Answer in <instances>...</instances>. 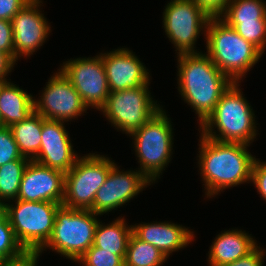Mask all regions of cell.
Here are the masks:
<instances>
[{
	"instance_id": "obj_1",
	"label": "cell",
	"mask_w": 266,
	"mask_h": 266,
	"mask_svg": "<svg viewBox=\"0 0 266 266\" xmlns=\"http://www.w3.org/2000/svg\"><path fill=\"white\" fill-rule=\"evenodd\" d=\"M198 167L206 198L251 182L253 156L243 143L219 142L200 134Z\"/></svg>"
},
{
	"instance_id": "obj_2",
	"label": "cell",
	"mask_w": 266,
	"mask_h": 266,
	"mask_svg": "<svg viewBox=\"0 0 266 266\" xmlns=\"http://www.w3.org/2000/svg\"><path fill=\"white\" fill-rule=\"evenodd\" d=\"M176 60L179 94L195 111L200 126L233 82L201 51L178 54Z\"/></svg>"
},
{
	"instance_id": "obj_3",
	"label": "cell",
	"mask_w": 266,
	"mask_h": 266,
	"mask_svg": "<svg viewBox=\"0 0 266 266\" xmlns=\"http://www.w3.org/2000/svg\"><path fill=\"white\" fill-rule=\"evenodd\" d=\"M239 86L233 82L222 94L213 112L200 125V134L219 142H254L259 134L256 116Z\"/></svg>"
},
{
	"instance_id": "obj_4",
	"label": "cell",
	"mask_w": 266,
	"mask_h": 266,
	"mask_svg": "<svg viewBox=\"0 0 266 266\" xmlns=\"http://www.w3.org/2000/svg\"><path fill=\"white\" fill-rule=\"evenodd\" d=\"M205 52L212 62L232 81L241 83L263 53L243 39L221 18H210L206 28Z\"/></svg>"
},
{
	"instance_id": "obj_5",
	"label": "cell",
	"mask_w": 266,
	"mask_h": 266,
	"mask_svg": "<svg viewBox=\"0 0 266 266\" xmlns=\"http://www.w3.org/2000/svg\"><path fill=\"white\" fill-rule=\"evenodd\" d=\"M163 108L142 127L133 131L132 147L136 153L137 170L143 173L152 183L158 182L160 175L172 160L173 129L170 117Z\"/></svg>"
},
{
	"instance_id": "obj_6",
	"label": "cell",
	"mask_w": 266,
	"mask_h": 266,
	"mask_svg": "<svg viewBox=\"0 0 266 266\" xmlns=\"http://www.w3.org/2000/svg\"><path fill=\"white\" fill-rule=\"evenodd\" d=\"M13 201L6 203V214L14 235L29 255H36L50 239L56 211L62 204L18 199Z\"/></svg>"
},
{
	"instance_id": "obj_7",
	"label": "cell",
	"mask_w": 266,
	"mask_h": 266,
	"mask_svg": "<svg viewBox=\"0 0 266 266\" xmlns=\"http://www.w3.org/2000/svg\"><path fill=\"white\" fill-rule=\"evenodd\" d=\"M100 216L91 210L67 208L61 205L56 211L53 232L46 245L36 254L51 249L74 262L93 245L95 229Z\"/></svg>"
},
{
	"instance_id": "obj_8",
	"label": "cell",
	"mask_w": 266,
	"mask_h": 266,
	"mask_svg": "<svg viewBox=\"0 0 266 266\" xmlns=\"http://www.w3.org/2000/svg\"><path fill=\"white\" fill-rule=\"evenodd\" d=\"M149 85L150 82L137 88L110 92L99 111L117 131L129 136L163 108L153 100Z\"/></svg>"
},
{
	"instance_id": "obj_9",
	"label": "cell",
	"mask_w": 266,
	"mask_h": 266,
	"mask_svg": "<svg viewBox=\"0 0 266 266\" xmlns=\"http://www.w3.org/2000/svg\"><path fill=\"white\" fill-rule=\"evenodd\" d=\"M114 160L104 155L89 153L79 157L74 166L65 173L64 198L67 208L93 211L96 192L104 184Z\"/></svg>"
},
{
	"instance_id": "obj_10",
	"label": "cell",
	"mask_w": 266,
	"mask_h": 266,
	"mask_svg": "<svg viewBox=\"0 0 266 266\" xmlns=\"http://www.w3.org/2000/svg\"><path fill=\"white\" fill-rule=\"evenodd\" d=\"M164 7L163 28L177 55L199 53L195 50L197 38L201 34L206 38L210 18L193 0H170Z\"/></svg>"
},
{
	"instance_id": "obj_11",
	"label": "cell",
	"mask_w": 266,
	"mask_h": 266,
	"mask_svg": "<svg viewBox=\"0 0 266 266\" xmlns=\"http://www.w3.org/2000/svg\"><path fill=\"white\" fill-rule=\"evenodd\" d=\"M61 65L59 70L72 83L83 103L99 111L110 93L102 52L94 57L71 58Z\"/></svg>"
},
{
	"instance_id": "obj_12",
	"label": "cell",
	"mask_w": 266,
	"mask_h": 266,
	"mask_svg": "<svg viewBox=\"0 0 266 266\" xmlns=\"http://www.w3.org/2000/svg\"><path fill=\"white\" fill-rule=\"evenodd\" d=\"M39 97H34V111L48 120L66 123L78 119L88 110L77 90L59 69L46 82Z\"/></svg>"
},
{
	"instance_id": "obj_13",
	"label": "cell",
	"mask_w": 266,
	"mask_h": 266,
	"mask_svg": "<svg viewBox=\"0 0 266 266\" xmlns=\"http://www.w3.org/2000/svg\"><path fill=\"white\" fill-rule=\"evenodd\" d=\"M119 168L120 166L118 167L116 163L112 166L104 184L96 192L93 201L95 214L101 216L120 208L142 192L145 187L153 184L138 170L124 171Z\"/></svg>"
},
{
	"instance_id": "obj_14",
	"label": "cell",
	"mask_w": 266,
	"mask_h": 266,
	"mask_svg": "<svg viewBox=\"0 0 266 266\" xmlns=\"http://www.w3.org/2000/svg\"><path fill=\"white\" fill-rule=\"evenodd\" d=\"M42 2L31 0L11 20L16 62L20 57H31L48 40L52 31L50 23L40 10L44 6Z\"/></svg>"
},
{
	"instance_id": "obj_15",
	"label": "cell",
	"mask_w": 266,
	"mask_h": 266,
	"mask_svg": "<svg viewBox=\"0 0 266 266\" xmlns=\"http://www.w3.org/2000/svg\"><path fill=\"white\" fill-rule=\"evenodd\" d=\"M65 122L43 117L42 140L38 155L33 159L52 169L67 173L81 155L73 149Z\"/></svg>"
},
{
	"instance_id": "obj_16",
	"label": "cell",
	"mask_w": 266,
	"mask_h": 266,
	"mask_svg": "<svg viewBox=\"0 0 266 266\" xmlns=\"http://www.w3.org/2000/svg\"><path fill=\"white\" fill-rule=\"evenodd\" d=\"M65 173L30 160L21 179L17 196L22 201H46L62 204Z\"/></svg>"
},
{
	"instance_id": "obj_17",
	"label": "cell",
	"mask_w": 266,
	"mask_h": 266,
	"mask_svg": "<svg viewBox=\"0 0 266 266\" xmlns=\"http://www.w3.org/2000/svg\"><path fill=\"white\" fill-rule=\"evenodd\" d=\"M110 92L137 88L150 82V71L129 48L102 53Z\"/></svg>"
},
{
	"instance_id": "obj_18",
	"label": "cell",
	"mask_w": 266,
	"mask_h": 266,
	"mask_svg": "<svg viewBox=\"0 0 266 266\" xmlns=\"http://www.w3.org/2000/svg\"><path fill=\"white\" fill-rule=\"evenodd\" d=\"M132 233L140 240L158 248L167 258L194 241V232L173 222H148L132 225Z\"/></svg>"
},
{
	"instance_id": "obj_19",
	"label": "cell",
	"mask_w": 266,
	"mask_h": 266,
	"mask_svg": "<svg viewBox=\"0 0 266 266\" xmlns=\"http://www.w3.org/2000/svg\"><path fill=\"white\" fill-rule=\"evenodd\" d=\"M251 235L241 229L221 231L209 247L208 265L222 266L250 253L258 245Z\"/></svg>"
},
{
	"instance_id": "obj_20",
	"label": "cell",
	"mask_w": 266,
	"mask_h": 266,
	"mask_svg": "<svg viewBox=\"0 0 266 266\" xmlns=\"http://www.w3.org/2000/svg\"><path fill=\"white\" fill-rule=\"evenodd\" d=\"M34 112V96L11 81L0 83L1 126L11 127Z\"/></svg>"
},
{
	"instance_id": "obj_21",
	"label": "cell",
	"mask_w": 266,
	"mask_h": 266,
	"mask_svg": "<svg viewBox=\"0 0 266 266\" xmlns=\"http://www.w3.org/2000/svg\"><path fill=\"white\" fill-rule=\"evenodd\" d=\"M115 219L108 224L99 220L95 229L93 246L115 255H126L132 225H128L123 216Z\"/></svg>"
},
{
	"instance_id": "obj_22",
	"label": "cell",
	"mask_w": 266,
	"mask_h": 266,
	"mask_svg": "<svg viewBox=\"0 0 266 266\" xmlns=\"http://www.w3.org/2000/svg\"><path fill=\"white\" fill-rule=\"evenodd\" d=\"M42 126L43 117L34 111L24 121L10 127L20 154L29 160H33L39 153Z\"/></svg>"
},
{
	"instance_id": "obj_23",
	"label": "cell",
	"mask_w": 266,
	"mask_h": 266,
	"mask_svg": "<svg viewBox=\"0 0 266 266\" xmlns=\"http://www.w3.org/2000/svg\"><path fill=\"white\" fill-rule=\"evenodd\" d=\"M167 259L155 246L130 235L124 266H161Z\"/></svg>"
},
{
	"instance_id": "obj_24",
	"label": "cell",
	"mask_w": 266,
	"mask_h": 266,
	"mask_svg": "<svg viewBox=\"0 0 266 266\" xmlns=\"http://www.w3.org/2000/svg\"><path fill=\"white\" fill-rule=\"evenodd\" d=\"M29 161L22 156L0 166V201L7 203L17 199L21 179Z\"/></svg>"
},
{
	"instance_id": "obj_25",
	"label": "cell",
	"mask_w": 266,
	"mask_h": 266,
	"mask_svg": "<svg viewBox=\"0 0 266 266\" xmlns=\"http://www.w3.org/2000/svg\"><path fill=\"white\" fill-rule=\"evenodd\" d=\"M221 19L226 23L266 21V1L231 0Z\"/></svg>"
},
{
	"instance_id": "obj_26",
	"label": "cell",
	"mask_w": 266,
	"mask_h": 266,
	"mask_svg": "<svg viewBox=\"0 0 266 266\" xmlns=\"http://www.w3.org/2000/svg\"><path fill=\"white\" fill-rule=\"evenodd\" d=\"M29 254L17 241L7 214L0 220V265L25 260Z\"/></svg>"
},
{
	"instance_id": "obj_27",
	"label": "cell",
	"mask_w": 266,
	"mask_h": 266,
	"mask_svg": "<svg viewBox=\"0 0 266 266\" xmlns=\"http://www.w3.org/2000/svg\"><path fill=\"white\" fill-rule=\"evenodd\" d=\"M246 41L251 42L262 53L266 49V21H249L242 23H227Z\"/></svg>"
},
{
	"instance_id": "obj_28",
	"label": "cell",
	"mask_w": 266,
	"mask_h": 266,
	"mask_svg": "<svg viewBox=\"0 0 266 266\" xmlns=\"http://www.w3.org/2000/svg\"><path fill=\"white\" fill-rule=\"evenodd\" d=\"M126 255H115L104 249L91 246L78 260L82 266H124Z\"/></svg>"
},
{
	"instance_id": "obj_29",
	"label": "cell",
	"mask_w": 266,
	"mask_h": 266,
	"mask_svg": "<svg viewBox=\"0 0 266 266\" xmlns=\"http://www.w3.org/2000/svg\"><path fill=\"white\" fill-rule=\"evenodd\" d=\"M21 157L11 128L0 126V166Z\"/></svg>"
},
{
	"instance_id": "obj_30",
	"label": "cell",
	"mask_w": 266,
	"mask_h": 266,
	"mask_svg": "<svg viewBox=\"0 0 266 266\" xmlns=\"http://www.w3.org/2000/svg\"><path fill=\"white\" fill-rule=\"evenodd\" d=\"M251 183L266 202V162L256 158L252 165Z\"/></svg>"
},
{
	"instance_id": "obj_31",
	"label": "cell",
	"mask_w": 266,
	"mask_h": 266,
	"mask_svg": "<svg viewBox=\"0 0 266 266\" xmlns=\"http://www.w3.org/2000/svg\"><path fill=\"white\" fill-rule=\"evenodd\" d=\"M209 18H221L231 0H193Z\"/></svg>"
},
{
	"instance_id": "obj_32",
	"label": "cell",
	"mask_w": 266,
	"mask_h": 266,
	"mask_svg": "<svg viewBox=\"0 0 266 266\" xmlns=\"http://www.w3.org/2000/svg\"><path fill=\"white\" fill-rule=\"evenodd\" d=\"M0 51L14 59L13 29L11 21L0 19Z\"/></svg>"
},
{
	"instance_id": "obj_33",
	"label": "cell",
	"mask_w": 266,
	"mask_h": 266,
	"mask_svg": "<svg viewBox=\"0 0 266 266\" xmlns=\"http://www.w3.org/2000/svg\"><path fill=\"white\" fill-rule=\"evenodd\" d=\"M266 250L260 246H256L250 253L239 258L238 260L222 266H264V257Z\"/></svg>"
},
{
	"instance_id": "obj_34",
	"label": "cell",
	"mask_w": 266,
	"mask_h": 266,
	"mask_svg": "<svg viewBox=\"0 0 266 266\" xmlns=\"http://www.w3.org/2000/svg\"><path fill=\"white\" fill-rule=\"evenodd\" d=\"M30 1L31 0H0V19L11 21Z\"/></svg>"
},
{
	"instance_id": "obj_35",
	"label": "cell",
	"mask_w": 266,
	"mask_h": 266,
	"mask_svg": "<svg viewBox=\"0 0 266 266\" xmlns=\"http://www.w3.org/2000/svg\"><path fill=\"white\" fill-rule=\"evenodd\" d=\"M16 61L8 54L0 51V83L9 81L8 75L14 70Z\"/></svg>"
},
{
	"instance_id": "obj_36",
	"label": "cell",
	"mask_w": 266,
	"mask_h": 266,
	"mask_svg": "<svg viewBox=\"0 0 266 266\" xmlns=\"http://www.w3.org/2000/svg\"><path fill=\"white\" fill-rule=\"evenodd\" d=\"M37 260L39 261V257H37L36 255H29L25 260L21 262L14 264L0 265V266H37L38 265Z\"/></svg>"
},
{
	"instance_id": "obj_37",
	"label": "cell",
	"mask_w": 266,
	"mask_h": 266,
	"mask_svg": "<svg viewBox=\"0 0 266 266\" xmlns=\"http://www.w3.org/2000/svg\"><path fill=\"white\" fill-rule=\"evenodd\" d=\"M6 215V203L0 201V220Z\"/></svg>"
}]
</instances>
